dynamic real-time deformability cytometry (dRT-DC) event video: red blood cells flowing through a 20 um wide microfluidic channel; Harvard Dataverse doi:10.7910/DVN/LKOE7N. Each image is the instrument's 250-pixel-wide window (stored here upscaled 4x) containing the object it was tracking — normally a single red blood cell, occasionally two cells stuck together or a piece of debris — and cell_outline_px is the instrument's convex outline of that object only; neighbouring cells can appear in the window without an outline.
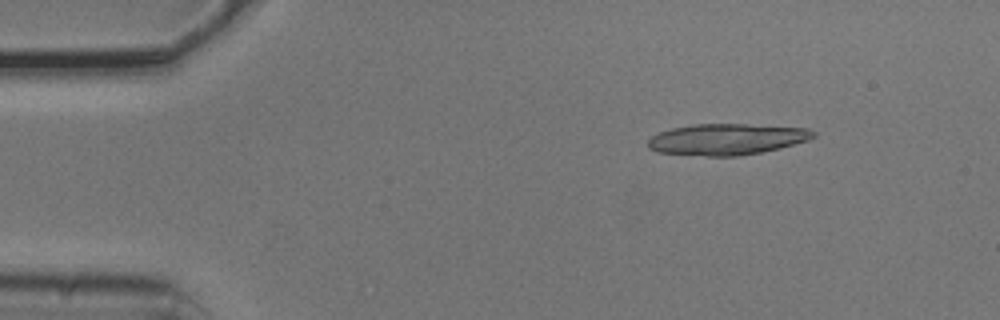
{"species": "common noctule bat (a hibernating species)", "species_latin": "Nyctalus noctula", "temperature_condition": "cold", "stored_images_in_passage": 6, "camera_frame_rate_fps": 3000, "um_per_image_px": 0.085, "animal": {"sex": "male", "body_mass_g": 20.5, "forearm_length_mm": 52.5}, "frame": {"image": 1, "passage_image": 2, "time_ms": 0.333, "image_size_px": [1000, 320], "cell_outline_px": [[816, 136], [808, 140], [780, 148], [760, 152], [736, 156], [708, 156], [656, 152], [648, 148], [648, 140], [652, 136], [660, 132], [672, 128], [692, 124], [744, 124], [808, 128], [816, 132]], "centroid_in_image_um": [61.77, 11.83], "position_along_channel_um": 23.2, "area_um2": 30.0}}